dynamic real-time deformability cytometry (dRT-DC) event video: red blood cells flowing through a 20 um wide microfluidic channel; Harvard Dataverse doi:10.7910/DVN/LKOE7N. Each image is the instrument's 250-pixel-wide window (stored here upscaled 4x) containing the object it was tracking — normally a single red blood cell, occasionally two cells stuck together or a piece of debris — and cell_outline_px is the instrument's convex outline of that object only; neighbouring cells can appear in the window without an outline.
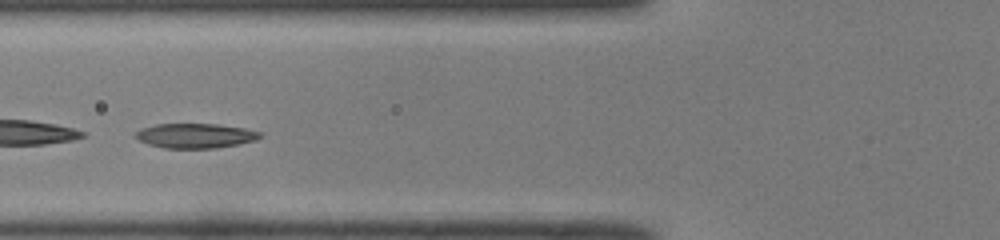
{"species": "common noctule bat (a hibernating species)", "species_latin": "Nyctalus noctula", "temperature_condition": "room temperature", "stored_images_in_passage": 35, "camera_frame_rate_fps": 3000, "um_per_image_px": 0.085, "animal": {"sex": "male", "body_mass_g": 19.0, "forearm_length_mm": 50.8}, "frame": {"image": 1, "passage_image": 6, "time_ms": 1.667, "image_size_px": [1000, 240], "cell_outline_px": [[264, 136], [256, 140], [240, 144], [216, 148], [164, 148], [148, 144], [132, 136], [140, 128], [156, 124], [216, 124], [244, 128], [260, 132]], "centroid_in_image_um": [16.6, 11.54], "position_along_channel_um": 109.2, "area_um2": 18.03}, "authors_computed_cell_mechanics": {"area_um2": 17.9758, "velocity_mm_per_s": 4.0706, "shape_relaxation_time_tau1_ms": 3.4987, "shape_relaxation_time_tau2_ms": 1.148, "deformation_change_tau1": 0.1628, "deformation_change_tau2": 0.0461}}